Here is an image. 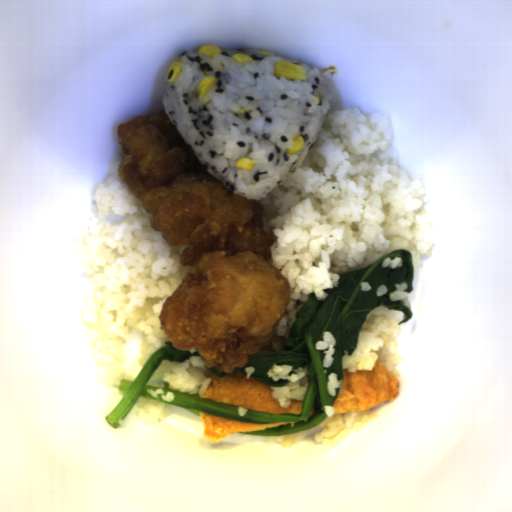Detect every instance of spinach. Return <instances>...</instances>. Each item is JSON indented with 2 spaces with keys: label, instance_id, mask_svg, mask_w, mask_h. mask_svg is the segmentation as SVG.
Here are the masks:
<instances>
[{
  "label": "spinach",
  "instance_id": "1",
  "mask_svg": "<svg viewBox=\"0 0 512 512\" xmlns=\"http://www.w3.org/2000/svg\"><path fill=\"white\" fill-rule=\"evenodd\" d=\"M386 256L402 258V266L396 269H382L381 264ZM413 277V253L404 248H396L367 267L356 268L341 275L337 287L325 289L326 299L319 300L316 294H309L308 300L297 309L284 349L256 354L245 365L232 371L242 373L246 377L245 367H253L254 371L250 378L272 388L273 386L279 387L290 383L289 379L273 381L268 377L267 374L273 365H291L292 369L308 366L307 391L305 399L302 400L300 414L268 413L229 405L196 395H186L170 390L167 382L164 383L163 392L165 394L171 391L174 395L173 400H161L160 395L154 397L147 389L157 390V386L148 382L163 361L180 363L187 361L192 356H201L200 352L194 349L172 347L170 340L151 354L134 379H121L119 391L125 394L104 419L107 425L114 429L119 428L123 419L138 400L145 398L176 406L194 413L199 418L201 413H206L248 423L295 422V424L239 433L240 435H292L311 430L325 421V406H333L336 401L337 395L330 396L327 393L328 378L331 373H336L337 380L343 382L342 357L343 355L352 356L355 353L359 333L370 312L378 307L401 311L404 317L397 324L399 326L412 319L411 308L405 306L402 301H391L388 295L397 289L396 284L402 282H406L407 285L405 292L411 294L413 291ZM364 281H368L372 286V289L368 292L361 291L360 283ZM379 285H385L388 290L384 296L376 298L375 292ZM329 330L336 341L334 360L332 367L323 368L321 365L323 352L315 350L314 345L322 339L323 332ZM316 394L320 395L321 398L320 411L316 416L309 419L307 416Z\"/></svg>",
  "mask_w": 512,
  "mask_h": 512
},
{
  "label": "spinach",
  "instance_id": "2",
  "mask_svg": "<svg viewBox=\"0 0 512 512\" xmlns=\"http://www.w3.org/2000/svg\"><path fill=\"white\" fill-rule=\"evenodd\" d=\"M207 370L212 374V375H215V376H218V377H225L227 376L228 373H223V372H220L218 369H216L214 366L213 367H207Z\"/></svg>",
  "mask_w": 512,
  "mask_h": 512
}]
</instances>
